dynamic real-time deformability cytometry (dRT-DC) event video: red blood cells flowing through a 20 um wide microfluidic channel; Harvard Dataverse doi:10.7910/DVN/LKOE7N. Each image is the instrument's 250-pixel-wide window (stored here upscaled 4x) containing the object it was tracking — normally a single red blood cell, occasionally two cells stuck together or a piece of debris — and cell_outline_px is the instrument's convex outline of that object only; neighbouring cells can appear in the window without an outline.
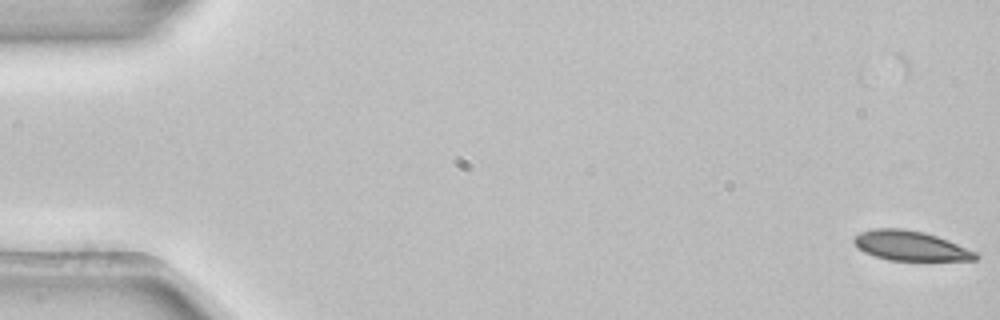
{"species": "common noctule bat (a hibernating species)", "species_latin": "Nyctalus noctula", "temperature_condition": "room temperature", "stored_images_in_passage": 17, "segment_of_instrument_passage": [1, 2], "camera_frame_rate_fps": 3000, "um_per_image_px": 0.085, "animal": {"sex": "female", "body_mass_g": 22.7, "forearm_length_mm": 54.2}, "frame": {"image": 1, "passage_image": 2, "time_ms": 0.333, "image_size_px": [1000, 320], "cell_outline_px": [[980, 256], [976, 260], [888, 260], [864, 252], [852, 240], [860, 232], [872, 228], [904, 228], [924, 232], [948, 240], [976, 252]], "centroid_in_image_um": [77.39, 20.88], "position_along_channel_um": 7.6, "area_um2": 20.92}}
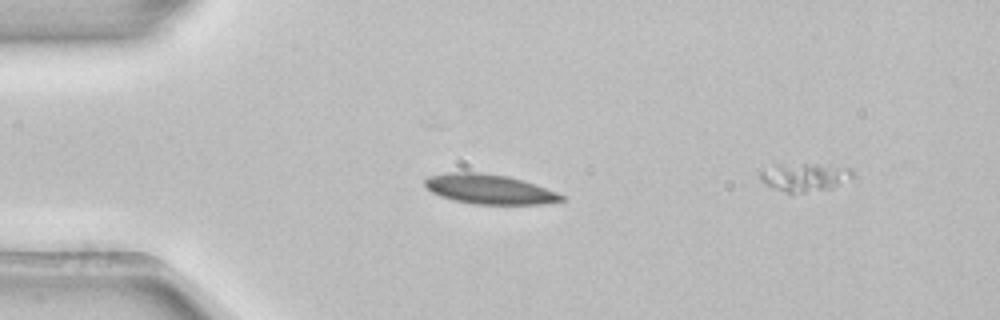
{"frame": {"image": 2, "passage_image": 15, "time_ms": 4.667, "image_size_px": [1000, 320], "cell_outline_px": [[564, 200], [544, 204], [472, 204], [452, 200], [440, 196], [432, 192], [424, 184], [424, 180], [428, 176], [444, 172], [480, 172], [508, 176], [556, 192], [564, 196]], "centroid_in_image_um": [41.53, 16.08], "position_along_channel_um": 43.5, "area_um2": 23.52}}